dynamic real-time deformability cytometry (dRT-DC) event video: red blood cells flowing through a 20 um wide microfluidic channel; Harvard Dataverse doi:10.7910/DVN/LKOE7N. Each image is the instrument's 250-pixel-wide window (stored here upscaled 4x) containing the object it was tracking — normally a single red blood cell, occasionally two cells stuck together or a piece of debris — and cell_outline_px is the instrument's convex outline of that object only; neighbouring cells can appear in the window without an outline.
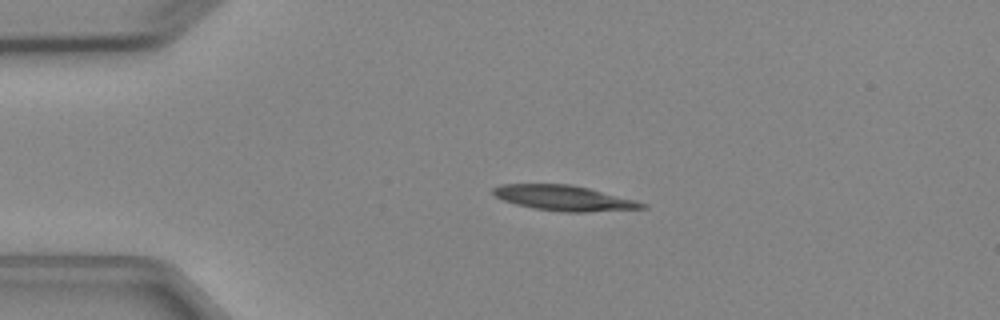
{"species": "Egyptian fruit bat (a non-hibernating species)", "species_latin": "Rousettus aegyptiacus", "temperature_condition": "cold", "stored_images_in_passage": 4, "camera_frame_rate_fps": 3000, "um_per_image_px": 0.085, "animal": {"sex": "female"}, "frame": {"image": 1, "passage_image": 3, "time_ms": 2.333, "image_size_px": [1000, 320], "cell_outline_px": [[648, 208], [588, 212], [564, 212], [536, 208], [516, 204], [504, 200], [496, 196], [492, 192], [492, 188], [500, 184], [572, 184], [636, 200], [648, 204]], "centroid_in_image_um": [47.98, 16.83], "position_along_channel_um": 37.0, "area_um2": 21.85}}